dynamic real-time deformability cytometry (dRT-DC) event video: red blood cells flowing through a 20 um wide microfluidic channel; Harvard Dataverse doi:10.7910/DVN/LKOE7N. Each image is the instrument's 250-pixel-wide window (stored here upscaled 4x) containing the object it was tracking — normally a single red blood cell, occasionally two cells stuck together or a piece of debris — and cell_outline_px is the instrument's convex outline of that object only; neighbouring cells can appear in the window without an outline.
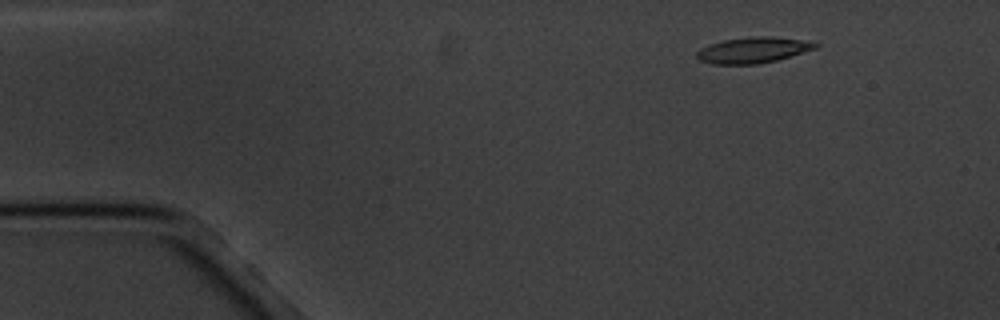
{"species": "common noctule bat (a hibernating species)", "species_latin": "Nyctalus noctula", "temperature_condition": "cold", "stored_images_in_passage": 7, "camera_frame_rate_fps": 3000, "um_per_image_px": 0.085, "animal": {"sex": "male", "body_mass_g": 20.1, "forearm_length_mm": 53.5}, "frame": {"image": 1, "passage_image": 2, "time_ms": 1.333, "image_size_px": [1000, 320], "cell_outline_px": [[820, 44], [816, 48], [776, 60], [756, 64], [712, 64], [700, 60], [696, 56], [696, 52], [700, 48], [724, 40], [752, 36], [772, 36], [800, 40]], "centroid_in_image_um": [63.97, 4.26], "position_along_channel_um": 21.0, "area_um2": 17.57}}
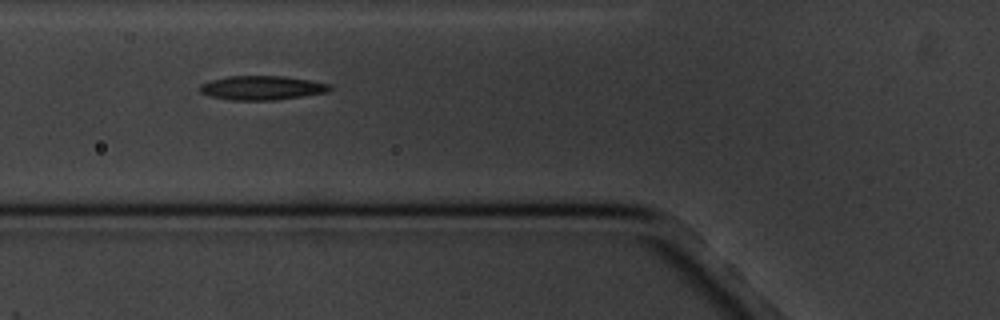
{"frame": {"image": 2, "passage_image": 6, "time_ms": 6.0, "image_size_px": [1000, 320], "cell_outline_px": [[332, 88], [328, 92], [304, 96], [276, 100], [232, 100], [212, 96], [200, 92], [200, 84], [212, 80], [228, 76], [284, 76], [308, 80], [328, 84]], "centroid_in_image_um": [22.27, 7.47], "position_along_channel_um": 103.5, "area_um2": 18.09}}
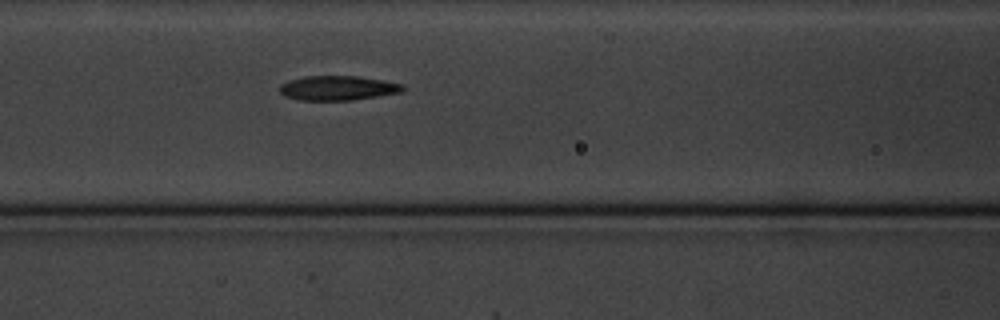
{"frame": {"image": 3, "passage_image": 7, "time_ms": 7.0, "image_size_px": [1000, 320], "cell_outline_px": [[404, 92], [352, 100], [300, 100], [284, 96], [280, 92], [280, 84], [288, 80], [304, 76], [360, 76], [384, 80], [404, 84]], "centroid_in_image_um": [28.73, 7.47], "position_along_channel_um": 137.9, "area_um2": 17.8}}